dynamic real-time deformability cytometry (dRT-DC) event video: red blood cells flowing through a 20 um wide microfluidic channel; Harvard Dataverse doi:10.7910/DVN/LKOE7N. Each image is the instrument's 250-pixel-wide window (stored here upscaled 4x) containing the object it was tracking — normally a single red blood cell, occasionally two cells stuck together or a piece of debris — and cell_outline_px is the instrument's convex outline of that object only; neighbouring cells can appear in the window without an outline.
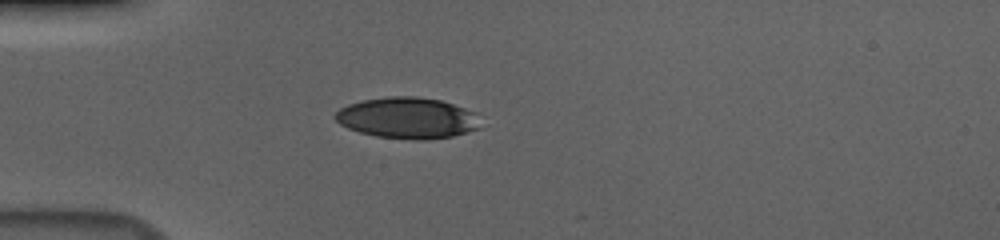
{"species": "human", "species_latin": "Homo sapiens", "temperature_condition": "cold", "stored_images_in_passage": 41, "camera_frame_rate_fps": 3000, "um_per_image_px": 0.085, "donor": {"sex": "male"}, "frame": {"image": 1, "passage_image": 1, "time_ms": 0.0, "image_size_px": [1000, 240], "cell_outline_px": [[480, 128], [468, 132], [452, 136], [428, 140], [420, 140], [376, 136], [360, 132], [348, 128], [340, 124], [332, 116], [340, 108], [348, 104], [364, 100], [388, 96], [416, 96], [440, 100], [476, 112]], "centroid_in_image_um": [34.63, 10.02], "position_along_channel_um": 50.4, "area_um2": 34.8}}
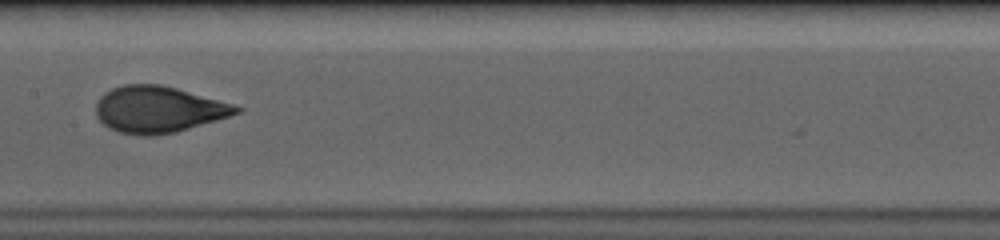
{"frame": {"image": 2, "passage_image": 14, "time_ms": 4.333, "image_size_px": [1000, 240], "cell_outline_px": [[244, 108], [240, 112], [216, 120], [176, 132], [156, 136], [140, 136], [120, 132], [108, 128], [96, 116], [96, 104], [100, 96], [104, 92], [112, 88], [124, 84], [160, 84], [176, 88], [232, 104]], "centroid_in_image_um": [13.42, 9.31], "position_along_channel_um": 194.0, "area_um2": 37.92}}
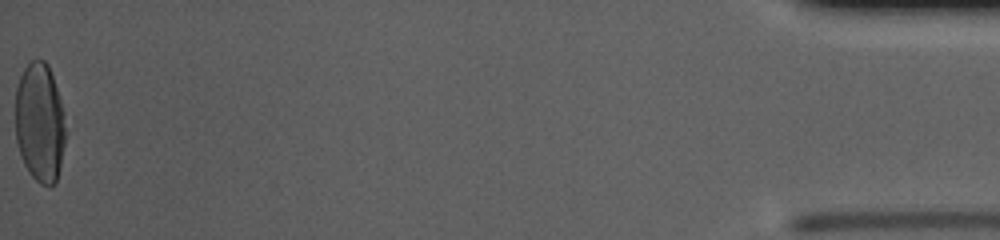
{"frame": {"image": 3, "passage_image": 41, "time_ms": 13.333, "image_size_px": [1000, 240], "cell_outline_px": [[64, 144], [56, 184], [48, 188], [40, 184], [28, 172], [20, 156], [16, 140], [16, 88], [20, 76], [24, 68], [32, 60], [44, 60], [48, 64], [64, 112]], "centroid_in_image_um": [3.37, 10.46], "position_along_channel_um": 431.8, "area_um2": 34.85}, "authors_computed_cell_mechanics": {"area_um2": 37.0498, "velocity_mm_per_s": 3.6999, "shape_relaxation_time_tau1_ms": 4.2503, "shape_relaxation_time_tau2_ms": null, "deformation_change_tau1": 0.2042, "deformation_change_tau2": null}}